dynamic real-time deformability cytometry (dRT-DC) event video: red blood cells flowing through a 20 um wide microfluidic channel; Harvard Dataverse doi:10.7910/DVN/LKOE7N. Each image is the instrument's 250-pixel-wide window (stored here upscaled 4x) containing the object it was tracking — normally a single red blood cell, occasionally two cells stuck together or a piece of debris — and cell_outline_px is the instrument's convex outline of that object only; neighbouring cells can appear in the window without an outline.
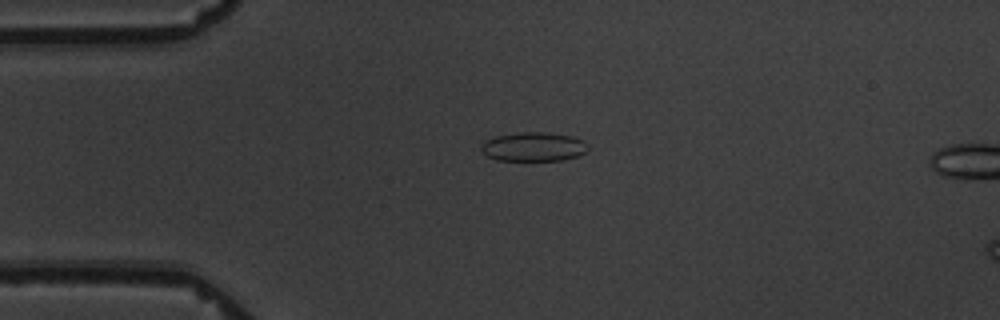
{"species": "common noctule bat (a hibernating species)", "species_latin": "Nyctalus noctula", "temperature_condition": "warm", "stored_images_in_passage": 5, "camera_frame_rate_fps": 3000, "um_per_image_px": 0.085, "animal": {"sex": "male", "body_mass_g": 19.5, "forearm_length_mm": 54.6}, "frame": {"image": 1, "passage_image": 4, "time_ms": 3.333, "image_size_px": [1000, 320], "cell_outline_px": [[588, 148], [584, 152], [576, 156], [564, 160], [496, 160], [488, 156], [480, 148], [480, 144], [484, 140], [496, 136], [520, 132], [544, 132], [572, 136], [584, 140], [588, 144]], "centroid_in_image_um": [45.34, 12.46], "position_along_channel_um": 39.7, "area_um2": 18.09}}